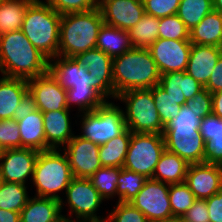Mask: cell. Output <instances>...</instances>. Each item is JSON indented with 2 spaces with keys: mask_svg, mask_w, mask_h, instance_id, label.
<instances>
[{
  "mask_svg": "<svg viewBox=\"0 0 222 222\" xmlns=\"http://www.w3.org/2000/svg\"><path fill=\"white\" fill-rule=\"evenodd\" d=\"M131 135L132 132L127 128L121 135L99 145L102 167H123Z\"/></svg>",
  "mask_w": 222,
  "mask_h": 222,
  "instance_id": "30",
  "label": "cell"
},
{
  "mask_svg": "<svg viewBox=\"0 0 222 222\" xmlns=\"http://www.w3.org/2000/svg\"><path fill=\"white\" fill-rule=\"evenodd\" d=\"M159 38L168 40H189L190 31L176 15L159 18Z\"/></svg>",
  "mask_w": 222,
  "mask_h": 222,
  "instance_id": "39",
  "label": "cell"
},
{
  "mask_svg": "<svg viewBox=\"0 0 222 222\" xmlns=\"http://www.w3.org/2000/svg\"><path fill=\"white\" fill-rule=\"evenodd\" d=\"M173 98H185L190 101L204 87L185 71L161 74L158 84Z\"/></svg>",
  "mask_w": 222,
  "mask_h": 222,
  "instance_id": "23",
  "label": "cell"
},
{
  "mask_svg": "<svg viewBox=\"0 0 222 222\" xmlns=\"http://www.w3.org/2000/svg\"><path fill=\"white\" fill-rule=\"evenodd\" d=\"M103 23L99 8L63 14L60 21L58 56L74 57L96 48L98 32Z\"/></svg>",
  "mask_w": 222,
  "mask_h": 222,
  "instance_id": "4",
  "label": "cell"
},
{
  "mask_svg": "<svg viewBox=\"0 0 222 222\" xmlns=\"http://www.w3.org/2000/svg\"><path fill=\"white\" fill-rule=\"evenodd\" d=\"M28 91V82L21 78H0V120L14 119L15 109Z\"/></svg>",
  "mask_w": 222,
  "mask_h": 222,
  "instance_id": "24",
  "label": "cell"
},
{
  "mask_svg": "<svg viewBox=\"0 0 222 222\" xmlns=\"http://www.w3.org/2000/svg\"><path fill=\"white\" fill-rule=\"evenodd\" d=\"M48 72L67 91V109L76 104L83 114L95 110L106 101L91 87L87 68L78 64L73 57L57 56L49 60Z\"/></svg>",
  "mask_w": 222,
  "mask_h": 222,
  "instance_id": "2",
  "label": "cell"
},
{
  "mask_svg": "<svg viewBox=\"0 0 222 222\" xmlns=\"http://www.w3.org/2000/svg\"><path fill=\"white\" fill-rule=\"evenodd\" d=\"M199 132L205 142V162L222 165V119L213 113L202 118Z\"/></svg>",
  "mask_w": 222,
  "mask_h": 222,
  "instance_id": "22",
  "label": "cell"
},
{
  "mask_svg": "<svg viewBox=\"0 0 222 222\" xmlns=\"http://www.w3.org/2000/svg\"><path fill=\"white\" fill-rule=\"evenodd\" d=\"M169 200L172 216H183L196 200L185 182L170 184Z\"/></svg>",
  "mask_w": 222,
  "mask_h": 222,
  "instance_id": "38",
  "label": "cell"
},
{
  "mask_svg": "<svg viewBox=\"0 0 222 222\" xmlns=\"http://www.w3.org/2000/svg\"><path fill=\"white\" fill-rule=\"evenodd\" d=\"M145 13L156 18L177 14L180 0H142Z\"/></svg>",
  "mask_w": 222,
  "mask_h": 222,
  "instance_id": "43",
  "label": "cell"
},
{
  "mask_svg": "<svg viewBox=\"0 0 222 222\" xmlns=\"http://www.w3.org/2000/svg\"><path fill=\"white\" fill-rule=\"evenodd\" d=\"M34 0H0V35L22 28L28 6Z\"/></svg>",
  "mask_w": 222,
  "mask_h": 222,
  "instance_id": "31",
  "label": "cell"
},
{
  "mask_svg": "<svg viewBox=\"0 0 222 222\" xmlns=\"http://www.w3.org/2000/svg\"><path fill=\"white\" fill-rule=\"evenodd\" d=\"M164 151L163 134L132 133L123 168L152 178Z\"/></svg>",
  "mask_w": 222,
  "mask_h": 222,
  "instance_id": "9",
  "label": "cell"
},
{
  "mask_svg": "<svg viewBox=\"0 0 222 222\" xmlns=\"http://www.w3.org/2000/svg\"><path fill=\"white\" fill-rule=\"evenodd\" d=\"M191 44L222 47V15L214 9L189 33Z\"/></svg>",
  "mask_w": 222,
  "mask_h": 222,
  "instance_id": "26",
  "label": "cell"
},
{
  "mask_svg": "<svg viewBox=\"0 0 222 222\" xmlns=\"http://www.w3.org/2000/svg\"><path fill=\"white\" fill-rule=\"evenodd\" d=\"M189 40H168L158 38L148 50L160 74L185 71L191 49Z\"/></svg>",
  "mask_w": 222,
  "mask_h": 222,
  "instance_id": "14",
  "label": "cell"
},
{
  "mask_svg": "<svg viewBox=\"0 0 222 222\" xmlns=\"http://www.w3.org/2000/svg\"><path fill=\"white\" fill-rule=\"evenodd\" d=\"M116 99L126 103L123 116L132 133L163 134L165 126L154 104L152 88L128 90L117 95Z\"/></svg>",
  "mask_w": 222,
  "mask_h": 222,
  "instance_id": "7",
  "label": "cell"
},
{
  "mask_svg": "<svg viewBox=\"0 0 222 222\" xmlns=\"http://www.w3.org/2000/svg\"><path fill=\"white\" fill-rule=\"evenodd\" d=\"M104 24L129 31L145 14L142 0H99Z\"/></svg>",
  "mask_w": 222,
  "mask_h": 222,
  "instance_id": "17",
  "label": "cell"
},
{
  "mask_svg": "<svg viewBox=\"0 0 222 222\" xmlns=\"http://www.w3.org/2000/svg\"><path fill=\"white\" fill-rule=\"evenodd\" d=\"M0 145L4 149L21 148L20 130L15 119L0 120Z\"/></svg>",
  "mask_w": 222,
  "mask_h": 222,
  "instance_id": "41",
  "label": "cell"
},
{
  "mask_svg": "<svg viewBox=\"0 0 222 222\" xmlns=\"http://www.w3.org/2000/svg\"><path fill=\"white\" fill-rule=\"evenodd\" d=\"M213 9L222 15V0H213Z\"/></svg>",
  "mask_w": 222,
  "mask_h": 222,
  "instance_id": "52",
  "label": "cell"
},
{
  "mask_svg": "<svg viewBox=\"0 0 222 222\" xmlns=\"http://www.w3.org/2000/svg\"><path fill=\"white\" fill-rule=\"evenodd\" d=\"M36 107L43 112L67 109V91L47 72L27 80Z\"/></svg>",
  "mask_w": 222,
  "mask_h": 222,
  "instance_id": "18",
  "label": "cell"
},
{
  "mask_svg": "<svg viewBox=\"0 0 222 222\" xmlns=\"http://www.w3.org/2000/svg\"><path fill=\"white\" fill-rule=\"evenodd\" d=\"M38 154L39 151L30 148L4 149L0 157V180L25 185L26 179L33 178Z\"/></svg>",
  "mask_w": 222,
  "mask_h": 222,
  "instance_id": "16",
  "label": "cell"
},
{
  "mask_svg": "<svg viewBox=\"0 0 222 222\" xmlns=\"http://www.w3.org/2000/svg\"><path fill=\"white\" fill-rule=\"evenodd\" d=\"M208 214L206 200L196 199L181 217L184 222H210Z\"/></svg>",
  "mask_w": 222,
  "mask_h": 222,
  "instance_id": "46",
  "label": "cell"
},
{
  "mask_svg": "<svg viewBox=\"0 0 222 222\" xmlns=\"http://www.w3.org/2000/svg\"><path fill=\"white\" fill-rule=\"evenodd\" d=\"M61 18V14L41 0H34L24 16L21 31L48 60L58 56Z\"/></svg>",
  "mask_w": 222,
  "mask_h": 222,
  "instance_id": "5",
  "label": "cell"
},
{
  "mask_svg": "<svg viewBox=\"0 0 222 222\" xmlns=\"http://www.w3.org/2000/svg\"><path fill=\"white\" fill-rule=\"evenodd\" d=\"M221 55L222 47L192 44L185 72L205 87Z\"/></svg>",
  "mask_w": 222,
  "mask_h": 222,
  "instance_id": "20",
  "label": "cell"
},
{
  "mask_svg": "<svg viewBox=\"0 0 222 222\" xmlns=\"http://www.w3.org/2000/svg\"><path fill=\"white\" fill-rule=\"evenodd\" d=\"M65 194L70 215L74 213L76 216L75 222H105L106 219L96 214L104 199L93 187L89 178L74 177Z\"/></svg>",
  "mask_w": 222,
  "mask_h": 222,
  "instance_id": "10",
  "label": "cell"
},
{
  "mask_svg": "<svg viewBox=\"0 0 222 222\" xmlns=\"http://www.w3.org/2000/svg\"><path fill=\"white\" fill-rule=\"evenodd\" d=\"M188 166L189 164L184 159L165 150L160 156L151 179L167 184L185 182Z\"/></svg>",
  "mask_w": 222,
  "mask_h": 222,
  "instance_id": "28",
  "label": "cell"
},
{
  "mask_svg": "<svg viewBox=\"0 0 222 222\" xmlns=\"http://www.w3.org/2000/svg\"><path fill=\"white\" fill-rule=\"evenodd\" d=\"M152 95L164 126H167L170 121L177 117L182 105L187 103L185 98L171 97L159 85L152 87Z\"/></svg>",
  "mask_w": 222,
  "mask_h": 222,
  "instance_id": "35",
  "label": "cell"
},
{
  "mask_svg": "<svg viewBox=\"0 0 222 222\" xmlns=\"http://www.w3.org/2000/svg\"><path fill=\"white\" fill-rule=\"evenodd\" d=\"M169 186L170 184L148 178L129 203L139 209L149 222L164 220L172 216Z\"/></svg>",
  "mask_w": 222,
  "mask_h": 222,
  "instance_id": "11",
  "label": "cell"
},
{
  "mask_svg": "<svg viewBox=\"0 0 222 222\" xmlns=\"http://www.w3.org/2000/svg\"><path fill=\"white\" fill-rule=\"evenodd\" d=\"M114 98L132 89H150L159 84L161 74L148 49L132 47L113 57Z\"/></svg>",
  "mask_w": 222,
  "mask_h": 222,
  "instance_id": "3",
  "label": "cell"
},
{
  "mask_svg": "<svg viewBox=\"0 0 222 222\" xmlns=\"http://www.w3.org/2000/svg\"><path fill=\"white\" fill-rule=\"evenodd\" d=\"M165 150L176 154L188 164L205 162V142L199 129L164 128Z\"/></svg>",
  "mask_w": 222,
  "mask_h": 222,
  "instance_id": "12",
  "label": "cell"
},
{
  "mask_svg": "<svg viewBox=\"0 0 222 222\" xmlns=\"http://www.w3.org/2000/svg\"><path fill=\"white\" fill-rule=\"evenodd\" d=\"M27 186L0 180V209L21 212L27 204Z\"/></svg>",
  "mask_w": 222,
  "mask_h": 222,
  "instance_id": "34",
  "label": "cell"
},
{
  "mask_svg": "<svg viewBox=\"0 0 222 222\" xmlns=\"http://www.w3.org/2000/svg\"><path fill=\"white\" fill-rule=\"evenodd\" d=\"M212 113L222 119V90L212 93Z\"/></svg>",
  "mask_w": 222,
  "mask_h": 222,
  "instance_id": "50",
  "label": "cell"
},
{
  "mask_svg": "<svg viewBox=\"0 0 222 222\" xmlns=\"http://www.w3.org/2000/svg\"><path fill=\"white\" fill-rule=\"evenodd\" d=\"M213 10V0H180L177 16L190 31Z\"/></svg>",
  "mask_w": 222,
  "mask_h": 222,
  "instance_id": "33",
  "label": "cell"
},
{
  "mask_svg": "<svg viewBox=\"0 0 222 222\" xmlns=\"http://www.w3.org/2000/svg\"><path fill=\"white\" fill-rule=\"evenodd\" d=\"M159 18L145 13L128 33L134 48L148 49L159 38Z\"/></svg>",
  "mask_w": 222,
  "mask_h": 222,
  "instance_id": "32",
  "label": "cell"
},
{
  "mask_svg": "<svg viewBox=\"0 0 222 222\" xmlns=\"http://www.w3.org/2000/svg\"><path fill=\"white\" fill-rule=\"evenodd\" d=\"M96 48L113 57L132 48L128 31L104 24L100 27Z\"/></svg>",
  "mask_w": 222,
  "mask_h": 222,
  "instance_id": "29",
  "label": "cell"
},
{
  "mask_svg": "<svg viewBox=\"0 0 222 222\" xmlns=\"http://www.w3.org/2000/svg\"><path fill=\"white\" fill-rule=\"evenodd\" d=\"M60 151L61 148L39 152L32 182L36 186L35 196L59 200L62 212L64 204L57 192L66 191L74 176L66 154Z\"/></svg>",
  "mask_w": 222,
  "mask_h": 222,
  "instance_id": "6",
  "label": "cell"
},
{
  "mask_svg": "<svg viewBox=\"0 0 222 222\" xmlns=\"http://www.w3.org/2000/svg\"><path fill=\"white\" fill-rule=\"evenodd\" d=\"M35 110H37V107L34 98L32 94L27 91L21 98V103L15 109L14 119L16 121L22 120Z\"/></svg>",
  "mask_w": 222,
  "mask_h": 222,
  "instance_id": "48",
  "label": "cell"
},
{
  "mask_svg": "<svg viewBox=\"0 0 222 222\" xmlns=\"http://www.w3.org/2000/svg\"><path fill=\"white\" fill-rule=\"evenodd\" d=\"M185 183L196 199L206 200L222 189V165L189 164Z\"/></svg>",
  "mask_w": 222,
  "mask_h": 222,
  "instance_id": "19",
  "label": "cell"
},
{
  "mask_svg": "<svg viewBox=\"0 0 222 222\" xmlns=\"http://www.w3.org/2000/svg\"><path fill=\"white\" fill-rule=\"evenodd\" d=\"M210 222H222V189L206 199Z\"/></svg>",
  "mask_w": 222,
  "mask_h": 222,
  "instance_id": "47",
  "label": "cell"
},
{
  "mask_svg": "<svg viewBox=\"0 0 222 222\" xmlns=\"http://www.w3.org/2000/svg\"><path fill=\"white\" fill-rule=\"evenodd\" d=\"M119 167H101L89 179L103 199L116 195Z\"/></svg>",
  "mask_w": 222,
  "mask_h": 222,
  "instance_id": "37",
  "label": "cell"
},
{
  "mask_svg": "<svg viewBox=\"0 0 222 222\" xmlns=\"http://www.w3.org/2000/svg\"><path fill=\"white\" fill-rule=\"evenodd\" d=\"M146 178L144 175L135 173L125 168L120 169L117 181L116 195L119 202H130L142 189Z\"/></svg>",
  "mask_w": 222,
  "mask_h": 222,
  "instance_id": "36",
  "label": "cell"
},
{
  "mask_svg": "<svg viewBox=\"0 0 222 222\" xmlns=\"http://www.w3.org/2000/svg\"><path fill=\"white\" fill-rule=\"evenodd\" d=\"M123 111L114 103L105 101L95 110L84 112L81 115L83 133L79 136L101 145L121 135L127 129Z\"/></svg>",
  "mask_w": 222,
  "mask_h": 222,
  "instance_id": "8",
  "label": "cell"
},
{
  "mask_svg": "<svg viewBox=\"0 0 222 222\" xmlns=\"http://www.w3.org/2000/svg\"><path fill=\"white\" fill-rule=\"evenodd\" d=\"M186 106L200 119L205 118L212 114V94L204 88L187 101Z\"/></svg>",
  "mask_w": 222,
  "mask_h": 222,
  "instance_id": "44",
  "label": "cell"
},
{
  "mask_svg": "<svg viewBox=\"0 0 222 222\" xmlns=\"http://www.w3.org/2000/svg\"><path fill=\"white\" fill-rule=\"evenodd\" d=\"M66 146V147H65ZM64 146L73 176L90 178L102 167L99 157V145L79 135L74 136Z\"/></svg>",
  "mask_w": 222,
  "mask_h": 222,
  "instance_id": "15",
  "label": "cell"
},
{
  "mask_svg": "<svg viewBox=\"0 0 222 222\" xmlns=\"http://www.w3.org/2000/svg\"><path fill=\"white\" fill-rule=\"evenodd\" d=\"M62 216L60 201L32 197L20 212V222H55Z\"/></svg>",
  "mask_w": 222,
  "mask_h": 222,
  "instance_id": "25",
  "label": "cell"
},
{
  "mask_svg": "<svg viewBox=\"0 0 222 222\" xmlns=\"http://www.w3.org/2000/svg\"><path fill=\"white\" fill-rule=\"evenodd\" d=\"M75 61L87 68L90 73L91 87L95 89L106 101L114 98V84L112 77L113 58L100 49L94 48L76 54ZM107 98V99H106Z\"/></svg>",
  "mask_w": 222,
  "mask_h": 222,
  "instance_id": "13",
  "label": "cell"
},
{
  "mask_svg": "<svg viewBox=\"0 0 222 222\" xmlns=\"http://www.w3.org/2000/svg\"><path fill=\"white\" fill-rule=\"evenodd\" d=\"M69 216H61L58 220H56L55 222H75V220H72L70 218H72L71 216L68 218Z\"/></svg>",
  "mask_w": 222,
  "mask_h": 222,
  "instance_id": "54",
  "label": "cell"
},
{
  "mask_svg": "<svg viewBox=\"0 0 222 222\" xmlns=\"http://www.w3.org/2000/svg\"><path fill=\"white\" fill-rule=\"evenodd\" d=\"M158 222H184V221L183 218L180 216H171Z\"/></svg>",
  "mask_w": 222,
  "mask_h": 222,
  "instance_id": "53",
  "label": "cell"
},
{
  "mask_svg": "<svg viewBox=\"0 0 222 222\" xmlns=\"http://www.w3.org/2000/svg\"><path fill=\"white\" fill-rule=\"evenodd\" d=\"M200 118L188 107L182 105L180 112L165 128H192L199 129Z\"/></svg>",
  "mask_w": 222,
  "mask_h": 222,
  "instance_id": "45",
  "label": "cell"
},
{
  "mask_svg": "<svg viewBox=\"0 0 222 222\" xmlns=\"http://www.w3.org/2000/svg\"><path fill=\"white\" fill-rule=\"evenodd\" d=\"M99 0H46L57 13L86 12L98 8Z\"/></svg>",
  "mask_w": 222,
  "mask_h": 222,
  "instance_id": "42",
  "label": "cell"
},
{
  "mask_svg": "<svg viewBox=\"0 0 222 222\" xmlns=\"http://www.w3.org/2000/svg\"><path fill=\"white\" fill-rule=\"evenodd\" d=\"M105 219V222H149L147 217L131 203L119 201Z\"/></svg>",
  "mask_w": 222,
  "mask_h": 222,
  "instance_id": "40",
  "label": "cell"
},
{
  "mask_svg": "<svg viewBox=\"0 0 222 222\" xmlns=\"http://www.w3.org/2000/svg\"><path fill=\"white\" fill-rule=\"evenodd\" d=\"M70 109L43 112L45 151L64 147L75 135L69 118Z\"/></svg>",
  "mask_w": 222,
  "mask_h": 222,
  "instance_id": "21",
  "label": "cell"
},
{
  "mask_svg": "<svg viewBox=\"0 0 222 222\" xmlns=\"http://www.w3.org/2000/svg\"><path fill=\"white\" fill-rule=\"evenodd\" d=\"M20 130L21 148L45 151V131L43 114L35 110L22 120L17 121Z\"/></svg>",
  "mask_w": 222,
  "mask_h": 222,
  "instance_id": "27",
  "label": "cell"
},
{
  "mask_svg": "<svg viewBox=\"0 0 222 222\" xmlns=\"http://www.w3.org/2000/svg\"><path fill=\"white\" fill-rule=\"evenodd\" d=\"M4 148L0 145V157L3 155Z\"/></svg>",
  "mask_w": 222,
  "mask_h": 222,
  "instance_id": "55",
  "label": "cell"
},
{
  "mask_svg": "<svg viewBox=\"0 0 222 222\" xmlns=\"http://www.w3.org/2000/svg\"><path fill=\"white\" fill-rule=\"evenodd\" d=\"M204 88L211 94L222 90V55L219 57L210 79Z\"/></svg>",
  "mask_w": 222,
  "mask_h": 222,
  "instance_id": "49",
  "label": "cell"
},
{
  "mask_svg": "<svg viewBox=\"0 0 222 222\" xmlns=\"http://www.w3.org/2000/svg\"><path fill=\"white\" fill-rule=\"evenodd\" d=\"M0 222H20V213L0 209Z\"/></svg>",
  "mask_w": 222,
  "mask_h": 222,
  "instance_id": "51",
  "label": "cell"
},
{
  "mask_svg": "<svg viewBox=\"0 0 222 222\" xmlns=\"http://www.w3.org/2000/svg\"><path fill=\"white\" fill-rule=\"evenodd\" d=\"M49 60L19 30L0 35L2 76L29 80L48 72Z\"/></svg>",
  "mask_w": 222,
  "mask_h": 222,
  "instance_id": "1",
  "label": "cell"
}]
</instances>
